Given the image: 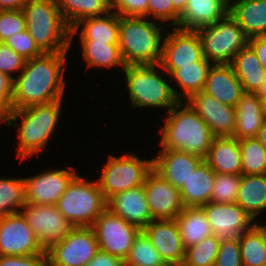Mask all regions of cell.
<instances>
[{"label":"cell","instance_id":"obj_54","mask_svg":"<svg viewBox=\"0 0 266 266\" xmlns=\"http://www.w3.org/2000/svg\"><path fill=\"white\" fill-rule=\"evenodd\" d=\"M256 94L261 100L266 99V78Z\"/></svg>","mask_w":266,"mask_h":266},{"label":"cell","instance_id":"obj_42","mask_svg":"<svg viewBox=\"0 0 266 266\" xmlns=\"http://www.w3.org/2000/svg\"><path fill=\"white\" fill-rule=\"evenodd\" d=\"M8 47L25 59H32L40 56L44 52L37 46L33 37L27 30L18 32L4 41Z\"/></svg>","mask_w":266,"mask_h":266},{"label":"cell","instance_id":"obj_35","mask_svg":"<svg viewBox=\"0 0 266 266\" xmlns=\"http://www.w3.org/2000/svg\"><path fill=\"white\" fill-rule=\"evenodd\" d=\"M81 45L83 58L89 68L122 66L124 69L126 66L118 44L81 41Z\"/></svg>","mask_w":266,"mask_h":266},{"label":"cell","instance_id":"obj_1","mask_svg":"<svg viewBox=\"0 0 266 266\" xmlns=\"http://www.w3.org/2000/svg\"><path fill=\"white\" fill-rule=\"evenodd\" d=\"M66 55L67 52L43 53L28 59L20 75L13 79L10 110L63 99Z\"/></svg>","mask_w":266,"mask_h":266},{"label":"cell","instance_id":"obj_51","mask_svg":"<svg viewBox=\"0 0 266 266\" xmlns=\"http://www.w3.org/2000/svg\"><path fill=\"white\" fill-rule=\"evenodd\" d=\"M28 0H0V10L22 9Z\"/></svg>","mask_w":266,"mask_h":266},{"label":"cell","instance_id":"obj_27","mask_svg":"<svg viewBox=\"0 0 266 266\" xmlns=\"http://www.w3.org/2000/svg\"><path fill=\"white\" fill-rule=\"evenodd\" d=\"M229 13L248 37L266 36V0H229Z\"/></svg>","mask_w":266,"mask_h":266},{"label":"cell","instance_id":"obj_17","mask_svg":"<svg viewBox=\"0 0 266 266\" xmlns=\"http://www.w3.org/2000/svg\"><path fill=\"white\" fill-rule=\"evenodd\" d=\"M75 173L65 168L63 170L52 169L33 177L24 178L26 203L56 205L76 175Z\"/></svg>","mask_w":266,"mask_h":266},{"label":"cell","instance_id":"obj_7","mask_svg":"<svg viewBox=\"0 0 266 266\" xmlns=\"http://www.w3.org/2000/svg\"><path fill=\"white\" fill-rule=\"evenodd\" d=\"M56 207L74 227H91L107 208V200L97 181H88L76 174Z\"/></svg>","mask_w":266,"mask_h":266},{"label":"cell","instance_id":"obj_45","mask_svg":"<svg viewBox=\"0 0 266 266\" xmlns=\"http://www.w3.org/2000/svg\"><path fill=\"white\" fill-rule=\"evenodd\" d=\"M27 59L17 54L14 50L0 42V72L14 79L11 73L21 71L26 64Z\"/></svg>","mask_w":266,"mask_h":266},{"label":"cell","instance_id":"obj_48","mask_svg":"<svg viewBox=\"0 0 266 266\" xmlns=\"http://www.w3.org/2000/svg\"><path fill=\"white\" fill-rule=\"evenodd\" d=\"M13 95V79L0 72V123L10 111Z\"/></svg>","mask_w":266,"mask_h":266},{"label":"cell","instance_id":"obj_23","mask_svg":"<svg viewBox=\"0 0 266 266\" xmlns=\"http://www.w3.org/2000/svg\"><path fill=\"white\" fill-rule=\"evenodd\" d=\"M229 0H188L177 28L196 30L212 25L229 13Z\"/></svg>","mask_w":266,"mask_h":266},{"label":"cell","instance_id":"obj_32","mask_svg":"<svg viewBox=\"0 0 266 266\" xmlns=\"http://www.w3.org/2000/svg\"><path fill=\"white\" fill-rule=\"evenodd\" d=\"M236 203L256 219L266 209V174L241 175Z\"/></svg>","mask_w":266,"mask_h":266},{"label":"cell","instance_id":"obj_36","mask_svg":"<svg viewBox=\"0 0 266 266\" xmlns=\"http://www.w3.org/2000/svg\"><path fill=\"white\" fill-rule=\"evenodd\" d=\"M25 204L26 194L24 178H1L0 217L21 212Z\"/></svg>","mask_w":266,"mask_h":266},{"label":"cell","instance_id":"obj_3","mask_svg":"<svg viewBox=\"0 0 266 266\" xmlns=\"http://www.w3.org/2000/svg\"><path fill=\"white\" fill-rule=\"evenodd\" d=\"M62 99L48 103L28 106L23 109L10 110L1 122L18 128L19 145L17 157L21 160L28 159L33 154L39 153L48 143L57 127L61 115ZM21 118L17 127V118Z\"/></svg>","mask_w":266,"mask_h":266},{"label":"cell","instance_id":"obj_2","mask_svg":"<svg viewBox=\"0 0 266 266\" xmlns=\"http://www.w3.org/2000/svg\"><path fill=\"white\" fill-rule=\"evenodd\" d=\"M160 129L162 149L180 150L205 158L214 138L209 126L184 101L167 112Z\"/></svg>","mask_w":266,"mask_h":266},{"label":"cell","instance_id":"obj_8","mask_svg":"<svg viewBox=\"0 0 266 266\" xmlns=\"http://www.w3.org/2000/svg\"><path fill=\"white\" fill-rule=\"evenodd\" d=\"M195 31L203 56L213 64H230L235 55L248 45V37L230 13L216 23Z\"/></svg>","mask_w":266,"mask_h":266},{"label":"cell","instance_id":"obj_25","mask_svg":"<svg viewBox=\"0 0 266 266\" xmlns=\"http://www.w3.org/2000/svg\"><path fill=\"white\" fill-rule=\"evenodd\" d=\"M204 161L215 173L242 175L239 140L214 137Z\"/></svg>","mask_w":266,"mask_h":266},{"label":"cell","instance_id":"obj_16","mask_svg":"<svg viewBox=\"0 0 266 266\" xmlns=\"http://www.w3.org/2000/svg\"><path fill=\"white\" fill-rule=\"evenodd\" d=\"M209 126L214 137H233L236 110L204 92L195 93L185 101Z\"/></svg>","mask_w":266,"mask_h":266},{"label":"cell","instance_id":"obj_5","mask_svg":"<svg viewBox=\"0 0 266 266\" xmlns=\"http://www.w3.org/2000/svg\"><path fill=\"white\" fill-rule=\"evenodd\" d=\"M21 10L26 30L44 53L68 52L71 29L60 14L56 0H28Z\"/></svg>","mask_w":266,"mask_h":266},{"label":"cell","instance_id":"obj_13","mask_svg":"<svg viewBox=\"0 0 266 266\" xmlns=\"http://www.w3.org/2000/svg\"><path fill=\"white\" fill-rule=\"evenodd\" d=\"M47 253L21 212L0 217V255Z\"/></svg>","mask_w":266,"mask_h":266},{"label":"cell","instance_id":"obj_9","mask_svg":"<svg viewBox=\"0 0 266 266\" xmlns=\"http://www.w3.org/2000/svg\"><path fill=\"white\" fill-rule=\"evenodd\" d=\"M152 170V159L141 160L134 154L115 157L112 154L104 165L97 182L104 198L108 201L116 193L144 185Z\"/></svg>","mask_w":266,"mask_h":266},{"label":"cell","instance_id":"obj_52","mask_svg":"<svg viewBox=\"0 0 266 266\" xmlns=\"http://www.w3.org/2000/svg\"><path fill=\"white\" fill-rule=\"evenodd\" d=\"M188 0H172L173 9L181 16L186 8Z\"/></svg>","mask_w":266,"mask_h":266},{"label":"cell","instance_id":"obj_21","mask_svg":"<svg viewBox=\"0 0 266 266\" xmlns=\"http://www.w3.org/2000/svg\"><path fill=\"white\" fill-rule=\"evenodd\" d=\"M107 208L141 229L153 220L144 185L116 193L107 201Z\"/></svg>","mask_w":266,"mask_h":266},{"label":"cell","instance_id":"obj_56","mask_svg":"<svg viewBox=\"0 0 266 266\" xmlns=\"http://www.w3.org/2000/svg\"><path fill=\"white\" fill-rule=\"evenodd\" d=\"M164 266H184L183 264H165Z\"/></svg>","mask_w":266,"mask_h":266},{"label":"cell","instance_id":"obj_12","mask_svg":"<svg viewBox=\"0 0 266 266\" xmlns=\"http://www.w3.org/2000/svg\"><path fill=\"white\" fill-rule=\"evenodd\" d=\"M21 213L45 251L61 241L74 228L56 205L26 203Z\"/></svg>","mask_w":266,"mask_h":266},{"label":"cell","instance_id":"obj_33","mask_svg":"<svg viewBox=\"0 0 266 266\" xmlns=\"http://www.w3.org/2000/svg\"><path fill=\"white\" fill-rule=\"evenodd\" d=\"M60 14L72 29L79 21L111 13V0H56Z\"/></svg>","mask_w":266,"mask_h":266},{"label":"cell","instance_id":"obj_15","mask_svg":"<svg viewBox=\"0 0 266 266\" xmlns=\"http://www.w3.org/2000/svg\"><path fill=\"white\" fill-rule=\"evenodd\" d=\"M144 190L153 220L175 219L184 208L180 190L153 169L146 176Z\"/></svg>","mask_w":266,"mask_h":266},{"label":"cell","instance_id":"obj_55","mask_svg":"<svg viewBox=\"0 0 266 266\" xmlns=\"http://www.w3.org/2000/svg\"><path fill=\"white\" fill-rule=\"evenodd\" d=\"M262 107H263V113H264L265 118H266V99L262 100Z\"/></svg>","mask_w":266,"mask_h":266},{"label":"cell","instance_id":"obj_40","mask_svg":"<svg viewBox=\"0 0 266 266\" xmlns=\"http://www.w3.org/2000/svg\"><path fill=\"white\" fill-rule=\"evenodd\" d=\"M241 175L216 173L210 202L236 203Z\"/></svg>","mask_w":266,"mask_h":266},{"label":"cell","instance_id":"obj_47","mask_svg":"<svg viewBox=\"0 0 266 266\" xmlns=\"http://www.w3.org/2000/svg\"><path fill=\"white\" fill-rule=\"evenodd\" d=\"M0 266H49L47 253L35 255H0Z\"/></svg>","mask_w":266,"mask_h":266},{"label":"cell","instance_id":"obj_24","mask_svg":"<svg viewBox=\"0 0 266 266\" xmlns=\"http://www.w3.org/2000/svg\"><path fill=\"white\" fill-rule=\"evenodd\" d=\"M213 63L203 57L195 61L194 65H160L158 67L166 70L168 76L173 77L176 85L183 90L178 93L179 101H186L190 96L203 90L209 70ZM184 99V100H183Z\"/></svg>","mask_w":266,"mask_h":266},{"label":"cell","instance_id":"obj_20","mask_svg":"<svg viewBox=\"0 0 266 266\" xmlns=\"http://www.w3.org/2000/svg\"><path fill=\"white\" fill-rule=\"evenodd\" d=\"M204 159L180 150L160 149L152 159V169L180 189Z\"/></svg>","mask_w":266,"mask_h":266},{"label":"cell","instance_id":"obj_50","mask_svg":"<svg viewBox=\"0 0 266 266\" xmlns=\"http://www.w3.org/2000/svg\"><path fill=\"white\" fill-rule=\"evenodd\" d=\"M248 45L253 49L257 58L266 69V36L248 38Z\"/></svg>","mask_w":266,"mask_h":266},{"label":"cell","instance_id":"obj_37","mask_svg":"<svg viewBox=\"0 0 266 266\" xmlns=\"http://www.w3.org/2000/svg\"><path fill=\"white\" fill-rule=\"evenodd\" d=\"M242 175L266 174V147L256 138L239 140Z\"/></svg>","mask_w":266,"mask_h":266},{"label":"cell","instance_id":"obj_41","mask_svg":"<svg viewBox=\"0 0 266 266\" xmlns=\"http://www.w3.org/2000/svg\"><path fill=\"white\" fill-rule=\"evenodd\" d=\"M26 30V20L21 9L0 10V42Z\"/></svg>","mask_w":266,"mask_h":266},{"label":"cell","instance_id":"obj_38","mask_svg":"<svg viewBox=\"0 0 266 266\" xmlns=\"http://www.w3.org/2000/svg\"><path fill=\"white\" fill-rule=\"evenodd\" d=\"M160 253L143 231L136 237L124 266H164Z\"/></svg>","mask_w":266,"mask_h":266},{"label":"cell","instance_id":"obj_39","mask_svg":"<svg viewBox=\"0 0 266 266\" xmlns=\"http://www.w3.org/2000/svg\"><path fill=\"white\" fill-rule=\"evenodd\" d=\"M220 241L215 235H210L199 243L185 250L184 266H214Z\"/></svg>","mask_w":266,"mask_h":266},{"label":"cell","instance_id":"obj_31","mask_svg":"<svg viewBox=\"0 0 266 266\" xmlns=\"http://www.w3.org/2000/svg\"><path fill=\"white\" fill-rule=\"evenodd\" d=\"M175 220L185 249L214 235L201 207H184Z\"/></svg>","mask_w":266,"mask_h":266},{"label":"cell","instance_id":"obj_22","mask_svg":"<svg viewBox=\"0 0 266 266\" xmlns=\"http://www.w3.org/2000/svg\"><path fill=\"white\" fill-rule=\"evenodd\" d=\"M202 92L232 107L237 105L245 93L230 64H213Z\"/></svg>","mask_w":266,"mask_h":266},{"label":"cell","instance_id":"obj_10","mask_svg":"<svg viewBox=\"0 0 266 266\" xmlns=\"http://www.w3.org/2000/svg\"><path fill=\"white\" fill-rule=\"evenodd\" d=\"M96 235L99 250L116 256L123 261L128 257L131 247L142 231L138 226L106 208L91 226Z\"/></svg>","mask_w":266,"mask_h":266},{"label":"cell","instance_id":"obj_44","mask_svg":"<svg viewBox=\"0 0 266 266\" xmlns=\"http://www.w3.org/2000/svg\"><path fill=\"white\" fill-rule=\"evenodd\" d=\"M150 16H153V19H160L161 23L172 20L168 25L173 26L178 25L180 18V15L173 9L172 0H148L147 20Z\"/></svg>","mask_w":266,"mask_h":266},{"label":"cell","instance_id":"obj_14","mask_svg":"<svg viewBox=\"0 0 266 266\" xmlns=\"http://www.w3.org/2000/svg\"><path fill=\"white\" fill-rule=\"evenodd\" d=\"M212 228L219 239H235L251 229L256 223L237 203L209 202L201 206Z\"/></svg>","mask_w":266,"mask_h":266},{"label":"cell","instance_id":"obj_4","mask_svg":"<svg viewBox=\"0 0 266 266\" xmlns=\"http://www.w3.org/2000/svg\"><path fill=\"white\" fill-rule=\"evenodd\" d=\"M160 23L119 15L118 45L126 66L160 64L165 32Z\"/></svg>","mask_w":266,"mask_h":266},{"label":"cell","instance_id":"obj_28","mask_svg":"<svg viewBox=\"0 0 266 266\" xmlns=\"http://www.w3.org/2000/svg\"><path fill=\"white\" fill-rule=\"evenodd\" d=\"M215 175L203 160L179 189L184 207H201L210 202Z\"/></svg>","mask_w":266,"mask_h":266},{"label":"cell","instance_id":"obj_11","mask_svg":"<svg viewBox=\"0 0 266 266\" xmlns=\"http://www.w3.org/2000/svg\"><path fill=\"white\" fill-rule=\"evenodd\" d=\"M99 251L92 227H74L46 250L49 266H86Z\"/></svg>","mask_w":266,"mask_h":266},{"label":"cell","instance_id":"obj_18","mask_svg":"<svg viewBox=\"0 0 266 266\" xmlns=\"http://www.w3.org/2000/svg\"><path fill=\"white\" fill-rule=\"evenodd\" d=\"M162 45L160 65H194L204 57L199 36L194 30L173 27Z\"/></svg>","mask_w":266,"mask_h":266},{"label":"cell","instance_id":"obj_46","mask_svg":"<svg viewBox=\"0 0 266 266\" xmlns=\"http://www.w3.org/2000/svg\"><path fill=\"white\" fill-rule=\"evenodd\" d=\"M114 12L125 17H146L148 0H111Z\"/></svg>","mask_w":266,"mask_h":266},{"label":"cell","instance_id":"obj_29","mask_svg":"<svg viewBox=\"0 0 266 266\" xmlns=\"http://www.w3.org/2000/svg\"><path fill=\"white\" fill-rule=\"evenodd\" d=\"M81 25L82 30L79 33L81 41L118 44L119 15L116 12L79 21L71 29V42Z\"/></svg>","mask_w":266,"mask_h":266},{"label":"cell","instance_id":"obj_43","mask_svg":"<svg viewBox=\"0 0 266 266\" xmlns=\"http://www.w3.org/2000/svg\"><path fill=\"white\" fill-rule=\"evenodd\" d=\"M214 266H242L239 239H224L220 241Z\"/></svg>","mask_w":266,"mask_h":266},{"label":"cell","instance_id":"obj_19","mask_svg":"<svg viewBox=\"0 0 266 266\" xmlns=\"http://www.w3.org/2000/svg\"><path fill=\"white\" fill-rule=\"evenodd\" d=\"M142 231L160 253L165 264H183L185 248L175 219L152 220Z\"/></svg>","mask_w":266,"mask_h":266},{"label":"cell","instance_id":"obj_57","mask_svg":"<svg viewBox=\"0 0 266 266\" xmlns=\"http://www.w3.org/2000/svg\"><path fill=\"white\" fill-rule=\"evenodd\" d=\"M262 226H263V228L266 230V223H265V225L264 224H261Z\"/></svg>","mask_w":266,"mask_h":266},{"label":"cell","instance_id":"obj_30","mask_svg":"<svg viewBox=\"0 0 266 266\" xmlns=\"http://www.w3.org/2000/svg\"><path fill=\"white\" fill-rule=\"evenodd\" d=\"M245 93H257L266 78V69L253 49L247 45L230 63Z\"/></svg>","mask_w":266,"mask_h":266},{"label":"cell","instance_id":"obj_34","mask_svg":"<svg viewBox=\"0 0 266 266\" xmlns=\"http://www.w3.org/2000/svg\"><path fill=\"white\" fill-rule=\"evenodd\" d=\"M242 266H266V230L256 223L239 237Z\"/></svg>","mask_w":266,"mask_h":266},{"label":"cell","instance_id":"obj_53","mask_svg":"<svg viewBox=\"0 0 266 266\" xmlns=\"http://www.w3.org/2000/svg\"><path fill=\"white\" fill-rule=\"evenodd\" d=\"M256 138L261 142L264 147H266V121L260 128Z\"/></svg>","mask_w":266,"mask_h":266},{"label":"cell","instance_id":"obj_49","mask_svg":"<svg viewBox=\"0 0 266 266\" xmlns=\"http://www.w3.org/2000/svg\"><path fill=\"white\" fill-rule=\"evenodd\" d=\"M86 266H124V261L99 250Z\"/></svg>","mask_w":266,"mask_h":266},{"label":"cell","instance_id":"obj_26","mask_svg":"<svg viewBox=\"0 0 266 266\" xmlns=\"http://www.w3.org/2000/svg\"><path fill=\"white\" fill-rule=\"evenodd\" d=\"M236 126L233 137L238 140L257 137L266 121L262 100L256 93H244L235 106Z\"/></svg>","mask_w":266,"mask_h":266},{"label":"cell","instance_id":"obj_6","mask_svg":"<svg viewBox=\"0 0 266 266\" xmlns=\"http://www.w3.org/2000/svg\"><path fill=\"white\" fill-rule=\"evenodd\" d=\"M158 65H127L123 69L131 107H166L167 112L178 102L173 86L156 73Z\"/></svg>","mask_w":266,"mask_h":266}]
</instances>
